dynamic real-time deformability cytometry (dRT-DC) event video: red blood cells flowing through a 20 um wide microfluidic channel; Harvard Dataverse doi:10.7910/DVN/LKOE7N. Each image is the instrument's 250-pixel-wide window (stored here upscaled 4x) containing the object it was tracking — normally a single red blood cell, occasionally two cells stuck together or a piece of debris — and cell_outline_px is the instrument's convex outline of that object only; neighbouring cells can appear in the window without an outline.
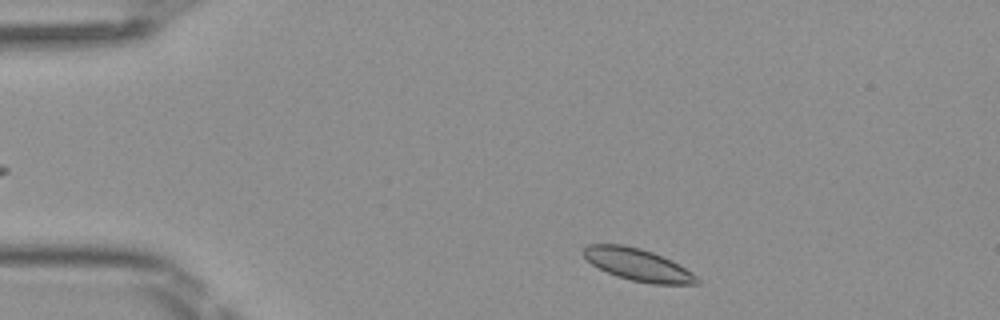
{"species": "Egyptian fruit bat (a non-hibernating species)", "species_latin": "Rousettus aegyptiacus", "temperature_condition": "room temperature", "stored_images_in_passage": 43, "camera_frame_rate_fps": 3000, "um_per_image_px": 0.085, "frame": {"image": 1, "passage_image": 2, "time_ms": 0.333, "image_size_px": [1000, 320], "cell_outline_px": [[700, 284], [652, 284], [632, 280], [616, 276], [592, 264], [584, 256], [584, 248], [588, 244], [620, 244], [640, 248], [652, 252], [692, 272], [700, 280]], "centroid_in_image_um": [54.22, 22.51], "position_along_channel_um": 30.8, "area_um2": 20.81}}
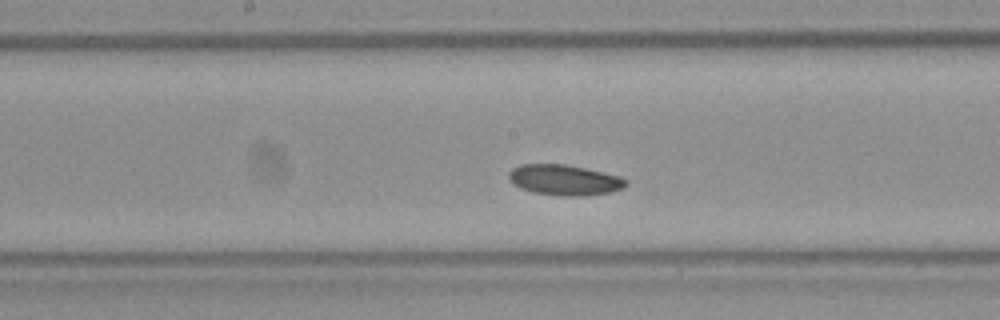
{"frame": {"image": 2, "passage_image": 19, "time_ms": 6.0, "image_size_px": [1000, 320], "cell_outline_px": [[628, 184], [624, 188], [612, 192], [584, 196], [560, 196], [532, 192], [520, 188], [508, 176], [508, 172], [512, 168], [520, 164], [564, 164], [584, 168], [620, 176], [628, 180]], "centroid_in_image_um": [48.01, 15.3], "position_along_channel_um": 200.2, "area_um2": 20.92}}
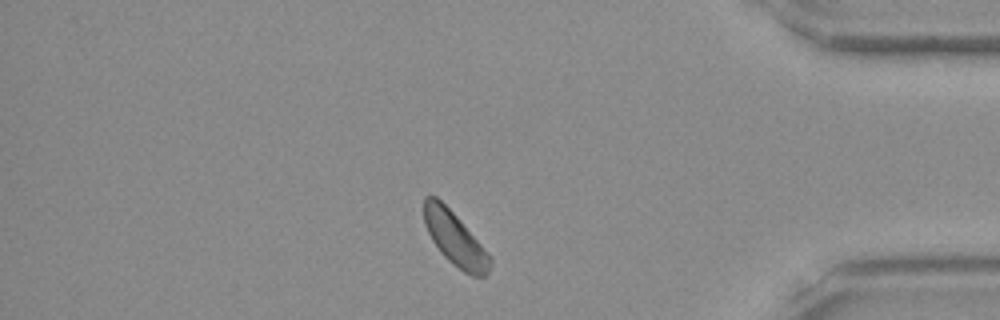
{"frame": {"image": 3, "passage_image": 36, "time_ms": 11.667, "image_size_px": [1000, 320], "cell_outline_px": [[492, 260], [488, 272], [484, 276], [472, 276], [464, 272], [452, 264], [440, 252], [432, 240], [424, 224], [424, 196], [436, 196], [456, 216], [480, 244]], "centroid_in_image_um": [38.64, 20.31], "position_along_channel_um": 396.6, "area_um2": 20.11}, "authors_computed_cell_mechanics": {"area_um2": 20.4612, "velocity_mm_per_s": 4.0209, "shape_relaxation_time_tau1_ms": null, "shape_relaxation_time_tau2_ms": 7.3484, "deformation_change_tau1": null, "deformation_change_tau2": 0.097}}